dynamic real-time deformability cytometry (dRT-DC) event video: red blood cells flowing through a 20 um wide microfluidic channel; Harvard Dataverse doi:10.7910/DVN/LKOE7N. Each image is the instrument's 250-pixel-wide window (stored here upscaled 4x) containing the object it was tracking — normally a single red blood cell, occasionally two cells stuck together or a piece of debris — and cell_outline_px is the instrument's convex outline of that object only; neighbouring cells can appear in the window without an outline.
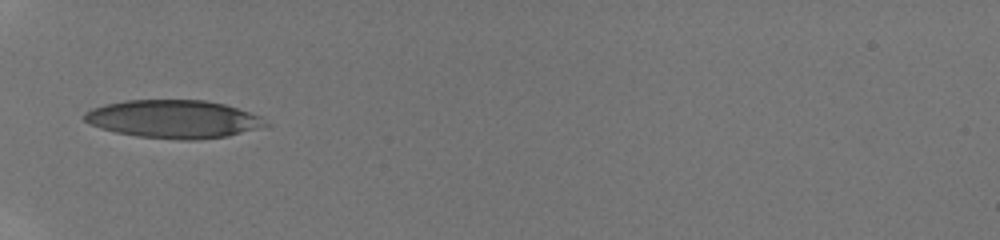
{"species": "human", "species_latin": "Homo sapiens", "temperature_condition": "room temperature", "stored_images_in_passage": 3, "camera_frame_rate_fps": 3000, "um_per_image_px": 0.085, "donor": {"sex": "male"}, "frame": {"image": 1, "passage_image": 1, "time_ms": 0.0, "image_size_px": [1000, 240], "cell_outline_px": [[272, 124], [268, 128], [228, 136], [200, 140], [180, 140], [136, 136], [116, 132], [100, 128], [88, 124], [84, 120], [84, 112], [92, 108], [104, 104], [124, 100], [204, 100], [224, 104], [260, 116]], "centroid_in_image_um": [14.81, 10.13], "position_along_channel_um": 70.2, "area_um2": 40.81}}